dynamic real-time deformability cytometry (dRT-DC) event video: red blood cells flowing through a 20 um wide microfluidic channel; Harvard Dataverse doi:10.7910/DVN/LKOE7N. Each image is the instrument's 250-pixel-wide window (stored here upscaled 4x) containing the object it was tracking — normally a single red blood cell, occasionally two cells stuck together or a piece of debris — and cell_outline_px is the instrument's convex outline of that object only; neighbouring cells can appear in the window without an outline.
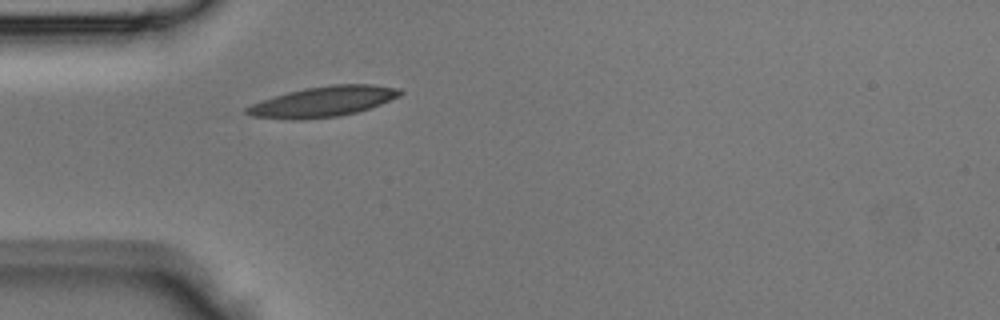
{"species": "Egyptian fruit bat (a non-hibernating species)", "species_latin": "Rousettus aegyptiacus", "temperature_condition": "room temperature", "stored_images_in_passage": 29, "camera_frame_rate_fps": 3000, "um_per_image_px": 0.085, "animal": {"sex": "male"}, "frame": {"image": 1, "passage_image": 1, "time_ms": 0.0, "image_size_px": [1000, 320], "cell_outline_px": [[404, 92], [400, 96], [380, 104], [356, 112], [340, 116], [300, 120], [292, 120], [252, 116], [244, 112], [244, 108], [252, 104], [288, 92], [304, 88], [332, 84], [372, 84], [400, 88]], "centroid_in_image_um": [27.49, 8.63], "position_along_channel_um": 57.5, "area_um2": 27.11}}
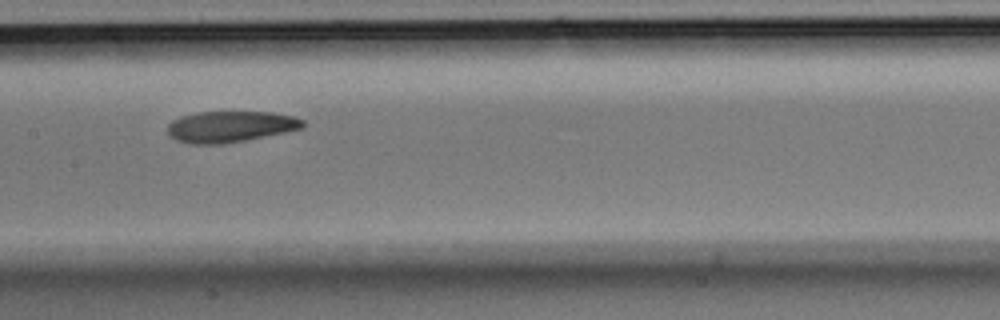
{"frame": {"image": 2, "passage_image": 10, "time_ms": 3.0, "image_size_px": [1000, 320], "cell_outline_px": [[304, 128], [224, 144], [192, 144], [176, 140], [168, 132], [168, 124], [172, 120], [180, 116], [196, 112], [272, 112], [292, 116], [304, 120]], "centroid_in_image_um": [19.56, 10.75], "position_along_channel_um": 187.8, "area_um2": 24.45}}
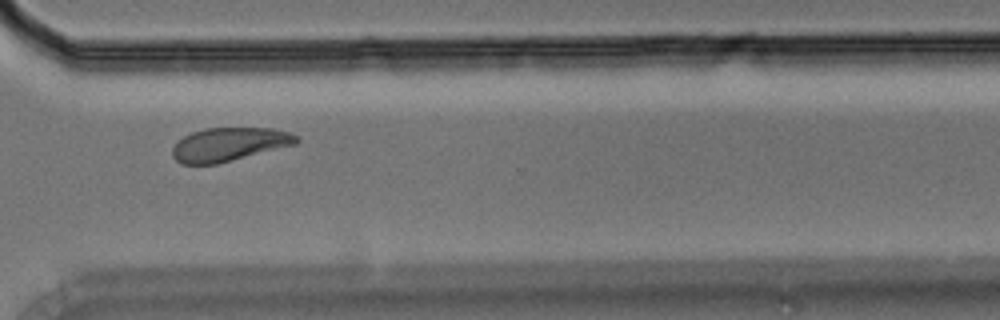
{"frame": {"image": 3, "passage_image": 21, "time_ms": 6.667, "image_size_px": [1000, 320], "cell_outline_px": [[300, 140], [296, 144], [216, 164], [180, 164], [172, 156], [172, 148], [184, 136], [192, 132], [204, 128], [272, 128], [288, 132], [300, 136]], "centroid_in_image_um": [19.48, 12.27], "position_along_channel_um": 351.1, "area_um2": 24.16}}